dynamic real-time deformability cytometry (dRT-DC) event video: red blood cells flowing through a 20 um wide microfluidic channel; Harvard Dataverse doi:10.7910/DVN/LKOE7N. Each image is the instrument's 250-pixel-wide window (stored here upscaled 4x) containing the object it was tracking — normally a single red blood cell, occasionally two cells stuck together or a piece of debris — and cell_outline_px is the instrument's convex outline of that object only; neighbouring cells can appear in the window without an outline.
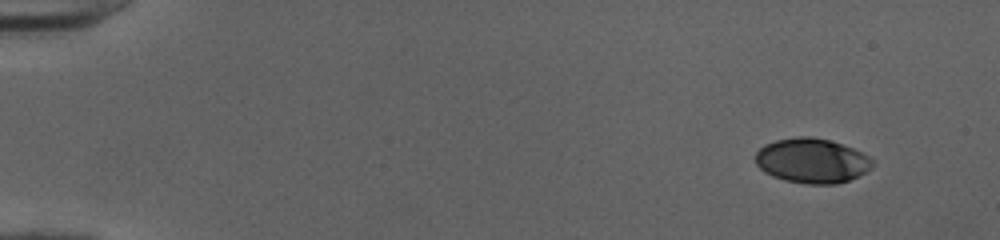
{"species": "human", "species_latin": "Homo sapiens", "temperature_condition": "cold", "stored_images_in_passage": 48, "camera_frame_rate_fps": 3000, "um_per_image_px": 0.085, "donor": {"sex": "female"}, "frame": {"image": 1, "passage_image": 1, "time_ms": 0.0, "image_size_px": [1000, 240], "cell_outline_px": [[872, 164], [864, 172], [848, 180], [836, 184], [808, 184], [784, 180], [772, 176], [764, 172], [756, 164], [756, 152], [764, 144], [776, 140], [800, 136], [808, 136], [828, 140], [852, 148], [868, 156], [872, 160]], "centroid_in_image_um": [68.95, 13.66], "position_along_channel_um": 16.0, "area_um2": 30.11}}
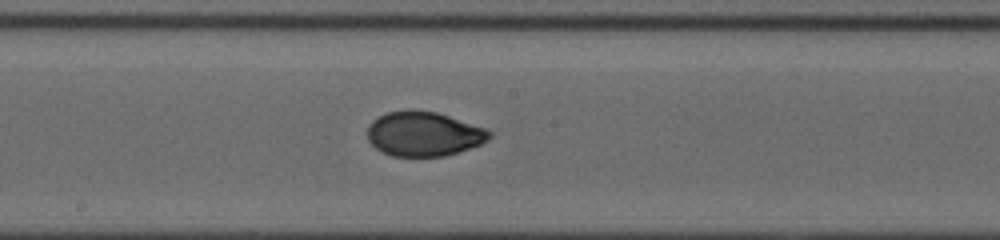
{"frame": {"image": 2, "passage_image": 26, "time_ms": 8.333, "image_size_px": [1000, 240], "cell_outline_px": [[492, 136], [488, 140], [480, 144], [444, 156], [392, 156], [380, 152], [368, 140], [368, 124], [372, 120], [388, 112], [408, 108], [412, 108], [436, 112], [488, 128], [492, 132]], "centroid_in_image_um": [36.01, 11.36], "position_along_channel_um": 212.2, "area_um2": 31.96}}
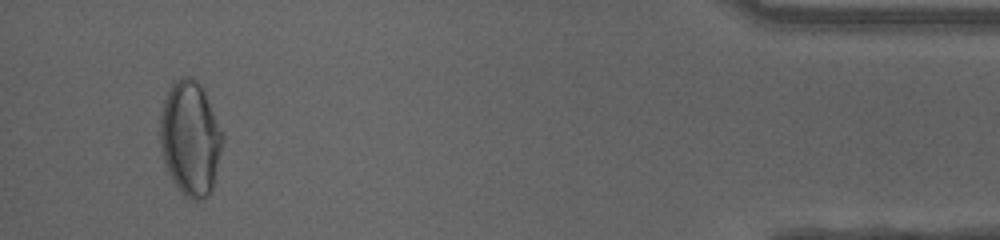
{"frame": {"image": 3, "passage_image": 46, "time_ms": 15.0, "image_size_px": [1000, 240], "cell_outline_px": [[224, 140], [212, 188], [208, 196], [200, 200], [192, 200], [180, 192], [172, 180], [168, 172], [160, 148], [160, 116], [164, 100], [172, 84], [176, 80], [184, 76], [192, 76], [204, 88], [224, 132]], "centroid_in_image_um": [16.2, 11.74], "position_along_channel_um": 419.0, "area_um2": 42.14}, "authors_computed_cell_mechanics": {"area_um2": 31.9634, "velocity_mm_per_s": 4.0279, "shape_relaxation_time_tau1_ms": null, "shape_relaxation_time_tau2_ms": 0.9022, "deformation_change_tau1": null, "deformation_change_tau2": 0.0396}}